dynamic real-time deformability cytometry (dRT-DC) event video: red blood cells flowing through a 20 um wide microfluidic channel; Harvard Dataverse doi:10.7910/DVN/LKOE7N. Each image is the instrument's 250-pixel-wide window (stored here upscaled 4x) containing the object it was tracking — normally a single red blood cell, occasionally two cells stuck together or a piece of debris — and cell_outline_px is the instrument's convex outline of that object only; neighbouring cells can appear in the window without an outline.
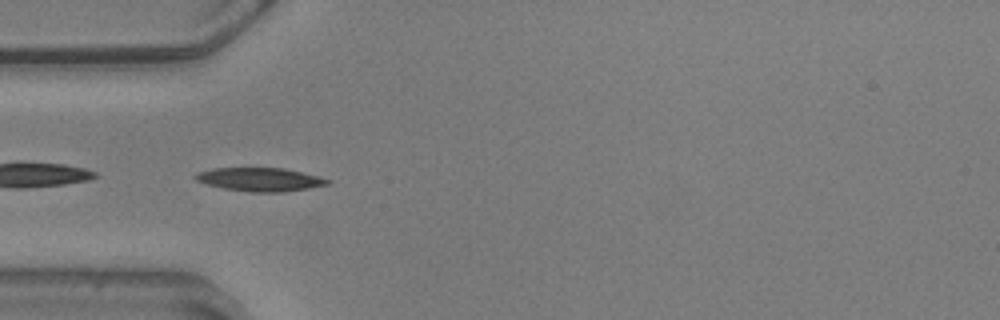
{"species": "common noctule bat (a hibernating species)", "species_latin": "Nyctalus noctula", "temperature_condition": "warm", "stored_images_in_passage": 56, "segment_of_instrument_passage": [2, 2], "camera_frame_rate_fps": 3000, "um_per_image_px": 0.085, "animal": {"sex": "male", "body_mass_g": 20.5, "forearm_length_mm": 52.5}, "frame": {"image": 1, "passage_image": 17, "time_ms": 5.333, "image_size_px": [1000, 320], "cell_outline_px": [[332, 180], [328, 184], [308, 188], [284, 192], [252, 192], [224, 188], [208, 184], [196, 180], [192, 176], [196, 172], [212, 168], [284, 168]], "centroid_in_image_um": [22.06, 15.25], "position_along_channel_um": 62.9, "area_um2": 17.92}}
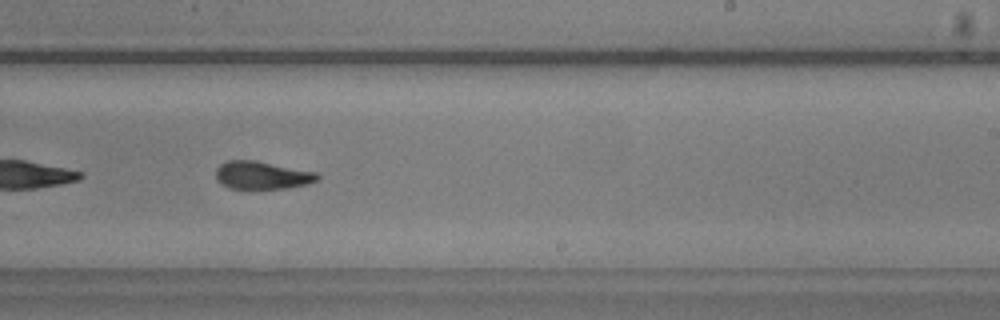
{"frame": {"image": 2, "passage_image": 34, "time_ms": 11.0, "image_size_px": [1000, 320], "cell_outline_px": [[320, 176], [316, 180], [308, 184], [284, 188], [228, 188], [220, 184], [216, 180], [216, 168], [220, 164], [228, 160], [256, 160], [316, 172]], "centroid_in_image_um": [22.23, 14.88], "position_along_channel_um": 266.8, "area_um2": 16.47}}
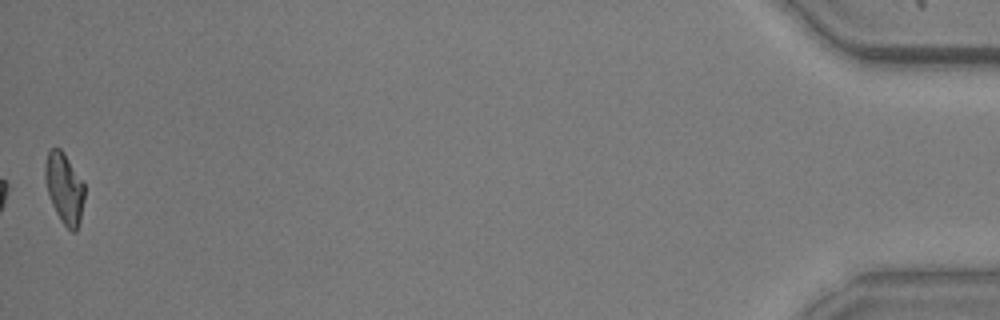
{"frame": {"image": 3, "passage_image": 56, "time_ms": 18.333, "image_size_px": [1000, 320], "cell_outline_px": [[84, 200], [80, 220], [76, 232], [72, 232], [60, 220], [52, 204], [48, 192], [44, 176], [44, 164], [48, 152], [52, 148], [60, 148], [64, 152], [84, 184]], "centroid_in_image_um": [5.46, 15.99], "position_along_channel_um": 429.7, "area_um2": 16.13}}